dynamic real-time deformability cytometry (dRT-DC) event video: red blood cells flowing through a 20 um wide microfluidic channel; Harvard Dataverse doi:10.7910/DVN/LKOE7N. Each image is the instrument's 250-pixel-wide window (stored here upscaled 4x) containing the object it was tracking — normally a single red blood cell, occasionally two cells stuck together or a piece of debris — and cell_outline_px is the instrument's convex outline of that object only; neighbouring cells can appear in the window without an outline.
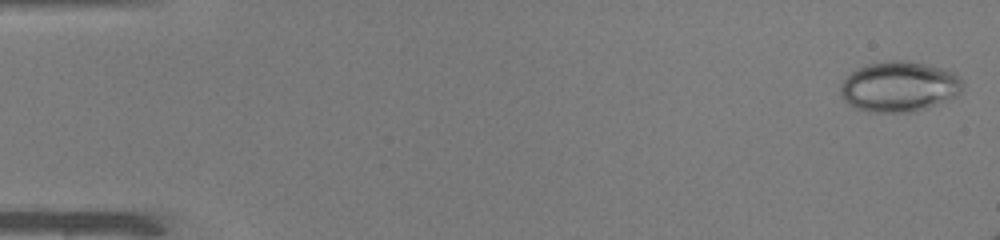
{"species": "common noctule bat (a hibernating species)", "species_latin": "Nyctalus noctula", "temperature_condition": "warm", "stored_images_in_passage": 45, "camera_frame_rate_fps": 3000, "um_per_image_px": 0.085, "animal": {"sex": "male", "body_mass_g": 19.0, "forearm_length_mm": 50.8}, "frame": {"image": 1, "passage_image": 1, "time_ms": 0.0, "image_size_px": [1000, 240], "cell_outline_px": [[964, 84], [960, 92], [956, 96], [936, 104], [912, 112], [876, 112], [856, 108], [848, 104], [840, 96], [840, 84], [852, 72], [868, 64], [888, 60], [908, 60], [940, 68], [952, 72], [960, 76]], "centroid_in_image_um": [76.42, 7.36], "position_along_channel_um": 8.6, "area_um2": 35.66}}
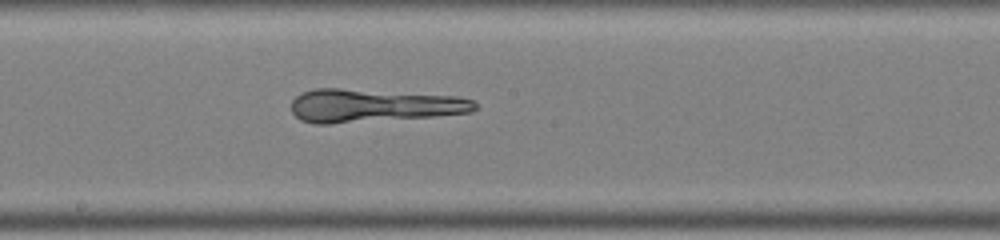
{"frame": {"image": 2, "passage_image": 27, "time_ms": 8.667, "image_size_px": [1000, 240], "cell_outline_px": [[480, 108], [472, 112], [432, 116], [328, 124], [312, 124], [300, 120], [292, 112], [292, 100], [300, 92], [312, 88], [340, 88], [456, 96], [472, 100]], "centroid_in_image_um": [31.69, 8.97], "position_along_channel_um": 216.5, "area_um2": 35.49}}
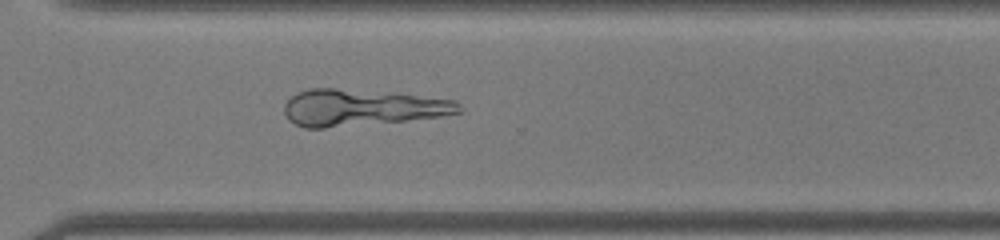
{"frame": {"image": 3, "passage_image": 36, "time_ms": 11.667, "image_size_px": [1000, 240], "cell_outline_px": [[464, 112], [440, 116], [408, 120], [324, 128], [304, 128], [288, 120], [284, 112], [284, 104], [296, 92], [308, 88], [332, 88], [416, 96], [456, 100], [460, 104]], "centroid_in_image_um": [30.7, 9.16], "position_along_channel_um": 339.9, "area_um2": 36.7}}